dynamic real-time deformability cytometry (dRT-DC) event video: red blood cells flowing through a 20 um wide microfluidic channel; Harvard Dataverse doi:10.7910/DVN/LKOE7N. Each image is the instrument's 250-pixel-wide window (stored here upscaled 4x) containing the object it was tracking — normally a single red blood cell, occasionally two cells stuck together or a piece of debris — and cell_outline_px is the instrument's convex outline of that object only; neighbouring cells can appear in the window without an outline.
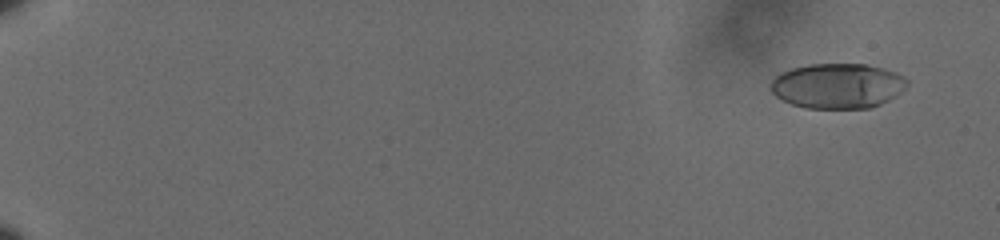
{"species": "human", "species_latin": "Homo sapiens", "temperature_condition": "cold", "stored_images_in_passage": 62, "camera_frame_rate_fps": 3000, "um_per_image_px": 0.085, "donor": {"sex": "male"}, "frame": {"image": 1, "passage_image": 5, "time_ms": 1.333, "image_size_px": [1000, 240], "cell_outline_px": [[908, 84], [896, 96], [872, 108], [804, 108], [792, 104], [776, 96], [772, 92], [772, 80], [776, 76], [792, 68], [808, 64], [864, 64], [896, 72], [904, 76], [908, 80]], "centroid_in_image_um": [71.22, 7.3], "position_along_channel_um": 13.8, "area_um2": 35.66}}
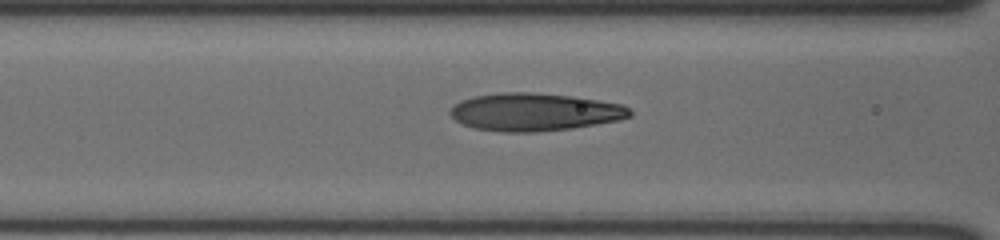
{"frame": {"image": 2, "passage_image": 30, "time_ms": 9.667, "image_size_px": [1000, 240], "cell_outline_px": [[632, 116], [616, 120], [596, 124], [572, 128], [536, 132], [504, 132], [476, 128], [464, 124], [456, 120], [448, 112], [452, 104], [460, 100], [472, 96], [500, 92], [532, 92], [572, 96], [620, 104], [628, 108], [632, 112]], "centroid_in_image_um": [45.38, 9.51], "position_along_channel_um": 121.2, "area_um2": 39.48}}
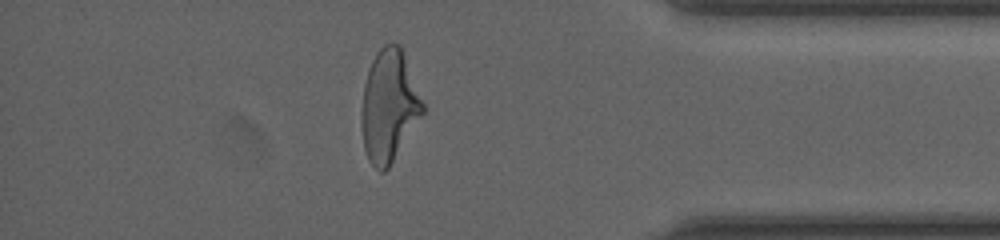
{"frame": {"image": 3, "passage_image": 55, "time_ms": 18.0, "image_size_px": [1000, 240], "cell_outline_px": [[424, 112], [388, 168], [384, 172], [380, 172], [368, 160], [364, 148], [360, 124], [360, 120], [364, 84], [368, 68], [376, 52], [384, 44], [400, 44], [424, 104]], "centroid_in_image_um": [33.04, 9.01], "position_along_channel_um": 402.2, "area_um2": 39.77}, "authors_computed_cell_mechanics": {"area_um2": 37.7434, "velocity_mm_per_s": 3.6018, "shape_relaxation_time_tau1_ms": 5.1551, "shape_relaxation_time_tau2_ms": 0.94, "deformation_change_tau1": 0.2183, "deformation_change_tau2": 0.0954}}